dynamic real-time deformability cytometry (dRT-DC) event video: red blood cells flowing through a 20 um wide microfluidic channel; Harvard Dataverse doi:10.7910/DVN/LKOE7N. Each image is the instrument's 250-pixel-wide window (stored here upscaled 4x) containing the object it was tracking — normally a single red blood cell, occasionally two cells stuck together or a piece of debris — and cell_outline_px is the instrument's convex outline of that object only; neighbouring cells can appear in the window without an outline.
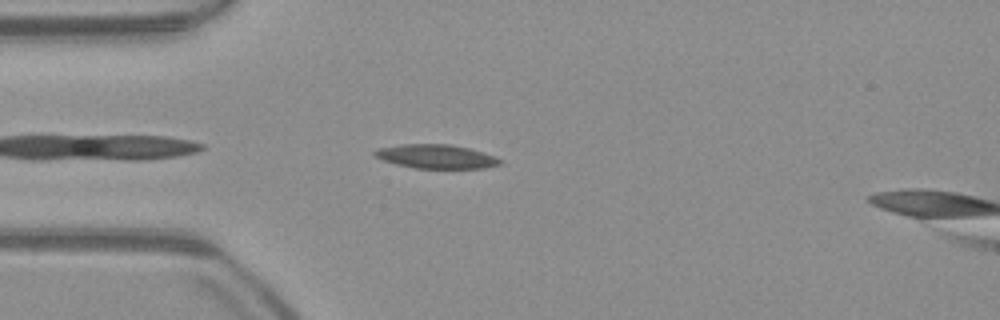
{"species": "common noctule bat (a hibernating species)", "species_latin": "Nyctalus noctula", "temperature_condition": "warm", "stored_images_in_passage": 40, "camera_frame_rate_fps": 3000, "um_per_image_px": 0.085, "animal": {"sex": "male", "body_mass_g": 23.1, "forearm_length_mm": 52.7}, "frame": {"image": 1, "passage_image": 2, "time_ms": 0.333, "image_size_px": [1000, 320], "cell_outline_px": [[500, 164], [484, 168], [416, 168], [396, 164], [384, 160], [376, 156], [372, 152], [376, 148], [404, 144], [448, 144], [468, 148], [492, 156], [500, 160]], "centroid_in_image_um": [37.01, 13.3], "position_along_channel_um": 48.0, "area_um2": 17.11}}
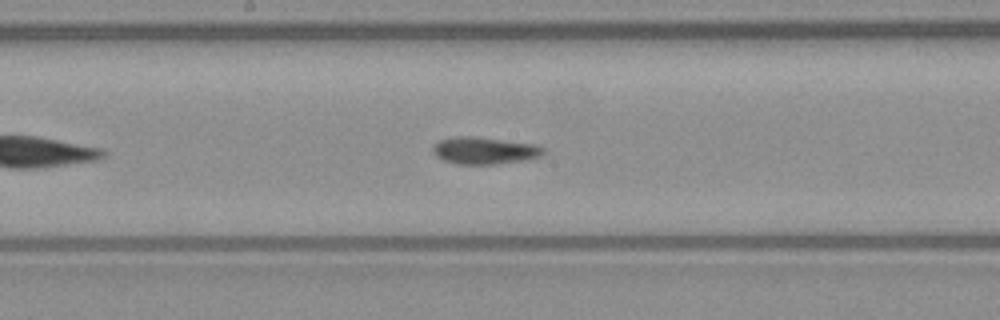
{"frame": {"image": 2, "passage_image": 15, "time_ms": 4.667, "image_size_px": [1000, 320], "cell_outline_px": [[544, 152], [540, 156], [524, 160], [496, 164], [456, 164], [444, 160], [436, 156], [432, 152], [432, 148], [440, 140], [456, 136], [476, 136], [536, 144], [544, 148]], "centroid_in_image_um": [41.17, 12.79], "position_along_channel_um": 207.0, "area_um2": 17.46}}
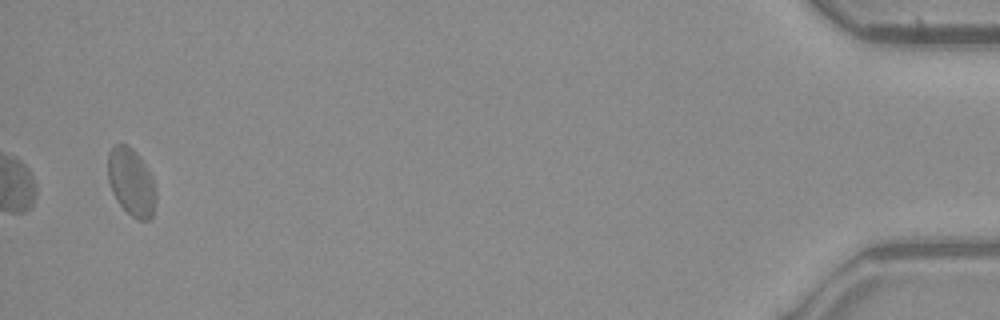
{"frame": {"image": 3, "passage_image": 39, "time_ms": 12.667, "image_size_px": [1000, 320], "cell_outline_px": [[156, 200], [152, 216], [148, 220], [140, 220], [132, 216], [116, 200], [112, 192], [108, 180], [108, 152], [112, 144], [128, 144], [144, 160], [156, 184]], "centroid_in_image_um": [11.17, 15.43], "position_along_channel_um": 424.0, "area_um2": 19.31}, "authors_computed_cell_mechanics": {"area_um2": 17.3111, "velocity_mm_per_s": 3.9132, "shape_relaxation_time_tau1_ms": 8.173, "shape_relaxation_time_tau2_ms": 2.6486, "deformation_change_tau1": 0.1808, "deformation_change_tau2": 0.0535}}